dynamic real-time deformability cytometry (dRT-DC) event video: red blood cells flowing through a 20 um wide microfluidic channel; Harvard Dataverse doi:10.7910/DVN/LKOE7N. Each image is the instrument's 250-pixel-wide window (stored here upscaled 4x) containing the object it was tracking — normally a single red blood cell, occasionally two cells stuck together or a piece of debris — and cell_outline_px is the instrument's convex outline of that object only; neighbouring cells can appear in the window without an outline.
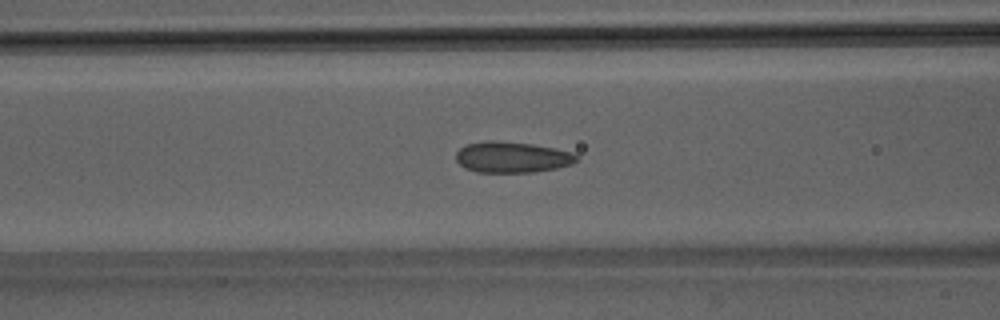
{"species": "Egyptian fruit bat (a non-hibernating species)", "species_latin": "Rousettus aegyptiacus", "temperature_condition": "room temperature", "stored_images_in_passage": 41, "camera_frame_rate_fps": 3000, "um_per_image_px": 0.085, "animal": {"sex": "male"}, "frame": {"image": 1, "passage_image": 11, "time_ms": 3.333, "image_size_px": [1000, 320], "cell_outline_px": [[576, 160], [572, 164], [556, 168], [536, 172], [476, 172], [464, 168], [456, 160], [456, 152], [460, 148], [468, 144], [484, 140], [496, 140], [532, 144], [556, 148], [572, 152], [576, 156]], "centroid_in_image_um": [43.5, 13.35], "position_along_channel_um": 123.1, "area_um2": 21.85}}
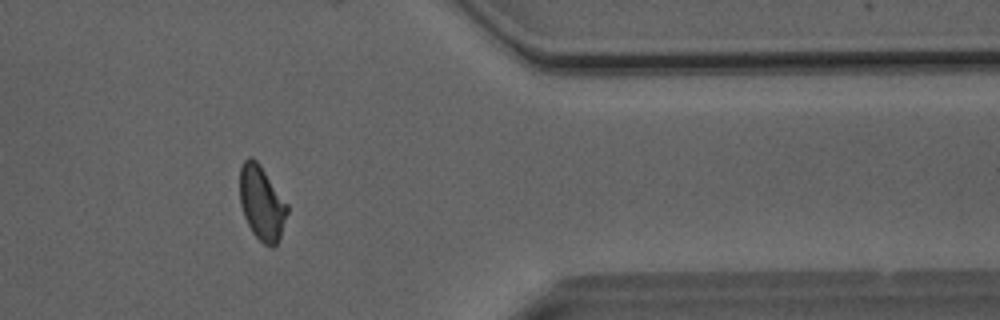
{"frame": {"image": 2, "passage_image": 32, "time_ms": 10.333, "image_size_px": [1000, 320], "cell_outline_px": [[288, 212], [280, 236], [276, 244], [272, 248], [264, 244], [252, 232], [244, 216], [240, 204], [240, 168], [244, 160], [248, 156], [252, 156], [260, 164], [288, 204]], "centroid_in_image_um": [22.24, 17.24], "position_along_channel_um": 389.2, "area_um2": 20.58}}
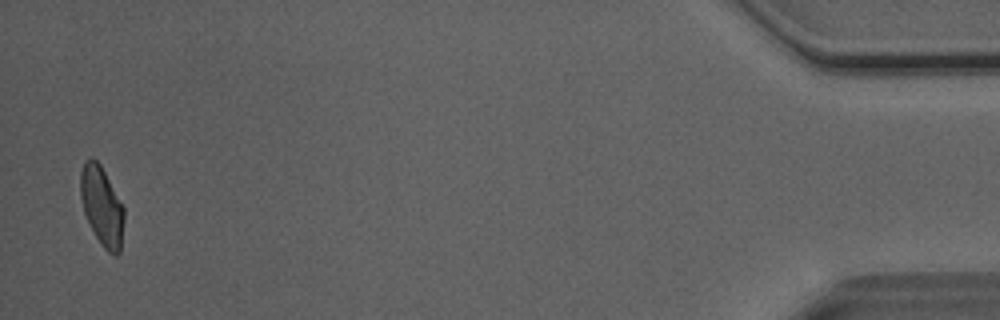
{"frame": {"image": 3, "passage_image": 40, "time_ms": 13.0, "image_size_px": [1000, 320], "cell_outline_px": [[124, 220], [120, 252], [116, 256], [108, 252], [100, 244], [84, 212], [80, 196], [80, 172], [84, 160], [92, 156], [100, 164], [124, 208]], "centroid_in_image_um": [8.65, 17.5], "position_along_channel_um": 426.6, "area_um2": 20.0}, "authors_computed_cell_mechanics": {"area_um2": 20.9236, "velocity_mm_per_s": 4.0686, "shape_relaxation_time_tau1_ms": 10.1008, "shape_relaxation_time_tau2_ms": 1.3391, "deformation_change_tau1": 0.1887, "deformation_change_tau2": 0.0743}}